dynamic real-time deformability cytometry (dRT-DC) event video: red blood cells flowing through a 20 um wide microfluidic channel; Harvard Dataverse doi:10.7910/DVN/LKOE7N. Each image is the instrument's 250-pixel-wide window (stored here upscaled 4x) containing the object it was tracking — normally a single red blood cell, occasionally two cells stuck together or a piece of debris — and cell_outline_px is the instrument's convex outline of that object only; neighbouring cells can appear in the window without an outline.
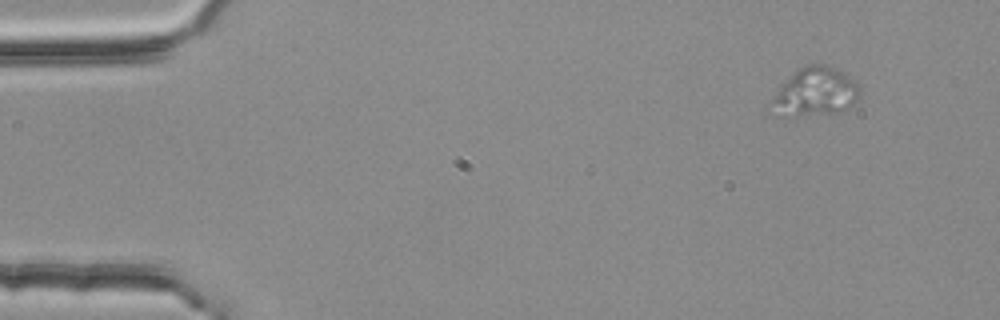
{"species": "common noctule bat (a hibernating species)", "species_latin": "Nyctalus noctula", "temperature_condition": "room temperature", "stored_images_in_passage": 3, "camera_frame_rate_fps": 3000, "um_per_image_px": 0.085, "animal": {"sex": "female", "body_mass_g": 25.1}, "frame": {"image": 1, "passage_image": 1, "time_ms": 0.0, "image_size_px": [1000, 320], "cell_outline_px": [[860, 96], [848, 108], [836, 112], [784, 116], [772, 116], [772, 100], [780, 88], [800, 68], [808, 64], [824, 64], [848, 76], [860, 88]], "centroid_in_image_um": [69.29, 7.84], "position_along_channel_um": 15.7, "area_um2": 24.1}}